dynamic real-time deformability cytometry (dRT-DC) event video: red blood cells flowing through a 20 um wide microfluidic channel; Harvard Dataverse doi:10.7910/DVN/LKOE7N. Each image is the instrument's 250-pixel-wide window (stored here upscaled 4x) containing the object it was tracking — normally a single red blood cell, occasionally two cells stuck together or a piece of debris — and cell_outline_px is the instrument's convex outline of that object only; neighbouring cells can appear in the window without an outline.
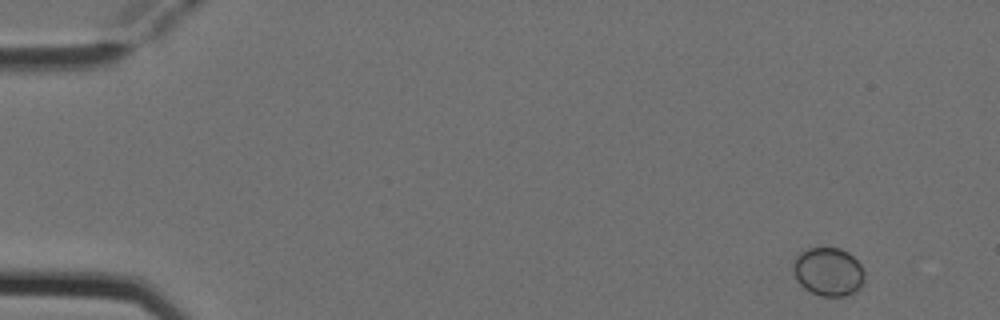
{"species": "Egyptian fruit bat (a non-hibernating species)", "species_latin": "Rousettus aegyptiacus", "temperature_condition": "cold", "stored_images_in_passage": 4, "camera_frame_rate_fps": 3000, "um_per_image_px": 0.085, "animal": {"sex": "female"}, "frame": {"image": 1, "passage_image": 1, "time_ms": 0.0, "image_size_px": [1000, 320], "cell_outline_px": [[864, 280], [860, 288], [844, 296], [820, 296], [804, 288], [796, 280], [792, 268], [792, 264], [796, 256], [800, 252], [808, 248], [840, 248], [848, 252], [860, 264], [864, 272]], "centroid_in_image_um": [70.38, 23.09], "position_along_channel_um": 14.6, "area_um2": 20.17}}
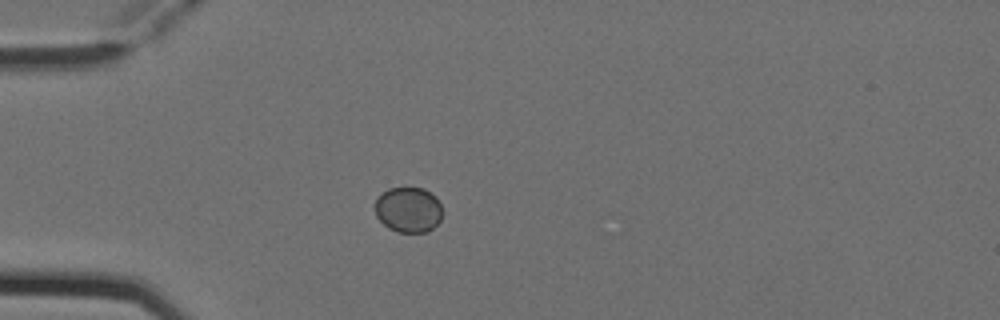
{"frame": {"image": 2, "passage_image": 4, "time_ms": 1.0, "image_size_px": [1000, 320], "cell_outline_px": [[440, 220], [428, 232], [396, 232], [388, 228], [376, 216], [376, 196], [388, 188], [424, 188], [436, 196], [440, 204]], "centroid_in_image_um": [34.69, 17.82], "position_along_channel_um": 50.3, "area_um2": 17.8}}